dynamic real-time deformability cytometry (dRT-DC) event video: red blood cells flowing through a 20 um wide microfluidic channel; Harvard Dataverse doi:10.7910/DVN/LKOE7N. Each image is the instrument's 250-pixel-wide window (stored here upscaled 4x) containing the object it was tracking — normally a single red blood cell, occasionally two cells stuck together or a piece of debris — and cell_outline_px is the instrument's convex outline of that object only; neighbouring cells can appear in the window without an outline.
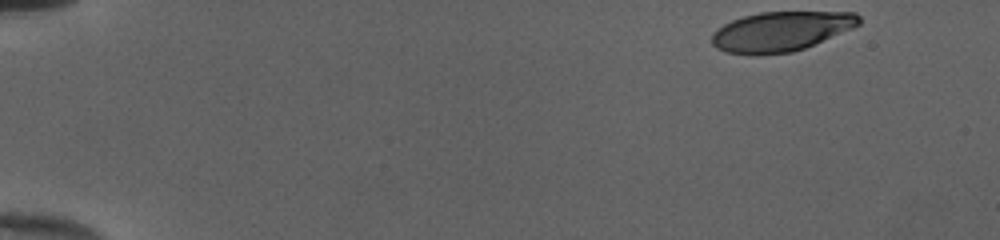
{"species": "human", "species_latin": "Homo sapiens", "temperature_condition": "cold", "stored_images_in_passage": 43, "camera_frame_rate_fps": 3000, "um_per_image_px": 0.085, "donor": {"sex": "female"}, "frame": {"image": 1, "passage_image": 1, "time_ms": 0.0, "image_size_px": [1000, 240], "cell_outline_px": [[860, 24], [852, 28], [804, 48], [792, 52], [756, 56], [724, 52], [716, 48], [712, 44], [712, 32], [724, 24], [732, 20], [744, 16], [760, 12], [856, 12], [860, 16]], "centroid_in_image_um": [66.34, 2.68], "position_along_channel_um": 18.7, "area_um2": 34.16}}
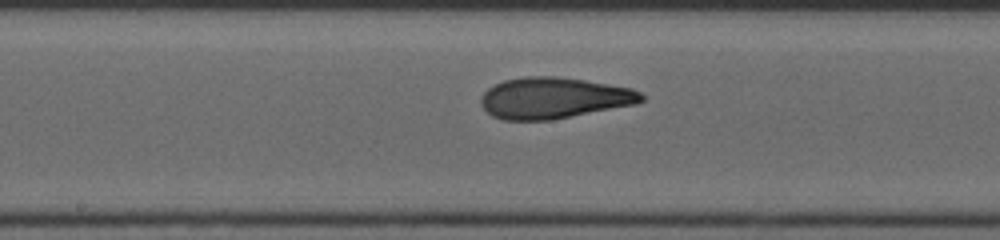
{"frame": {"image": 2, "passage_image": 25, "time_ms": 8.0, "image_size_px": [1000, 240], "cell_outline_px": [[644, 100], [636, 104], [552, 120], [504, 120], [492, 116], [480, 104], [480, 100], [484, 92], [488, 88], [504, 80], [528, 76], [556, 76], [584, 80], [632, 88], [640, 92], [644, 96]], "centroid_in_image_um": [47.07, 8.33], "position_along_channel_um": 201.1, "area_um2": 38.44}}
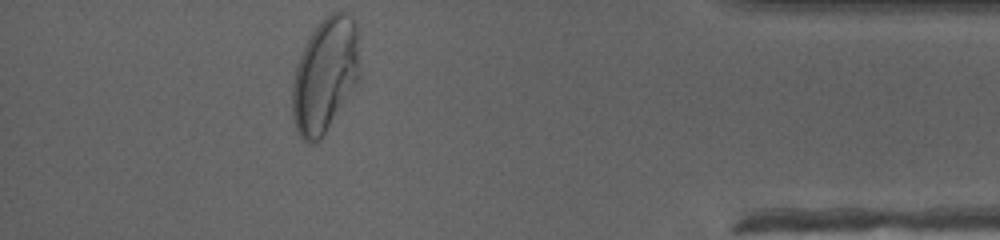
{"frame": {"image": 3, "passage_image": 43, "time_ms": 14.0, "image_size_px": [1000, 240], "cell_outline_px": [[360, 80], [320, 140], [312, 144], [308, 144], [300, 136], [296, 128], [292, 116], [292, 84], [296, 68], [300, 56], [312, 32], [324, 16], [332, 12], [344, 12], [352, 16], [356, 24], [360, 72]], "centroid_in_image_um": [27.64, 6.4], "position_along_channel_um": 407.6, "area_um2": 45.08}, "authors_computed_cell_mechanics": {"area_um2": 37.6856, "velocity_mm_per_s": 4.0305, "shape_relaxation_time_tau1_ms": 7.5774, "shape_relaxation_time_tau2_ms": 0.9961, "deformation_change_tau1": 0.2994, "deformation_change_tau2": 0.0871}}